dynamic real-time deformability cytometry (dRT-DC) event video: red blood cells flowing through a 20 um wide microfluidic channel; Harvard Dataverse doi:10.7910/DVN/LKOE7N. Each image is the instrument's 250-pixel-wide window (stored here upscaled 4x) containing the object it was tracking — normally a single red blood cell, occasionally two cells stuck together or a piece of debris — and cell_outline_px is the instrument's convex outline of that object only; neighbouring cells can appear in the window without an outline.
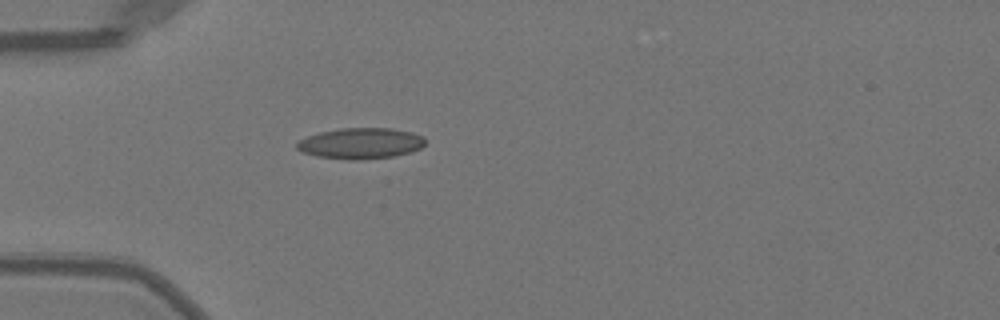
{"species": "Egyptian fruit bat (a non-hibernating species)", "species_latin": "Rousettus aegyptiacus", "temperature_condition": "warm", "stored_images_in_passage": 36, "camera_frame_rate_fps": 3000, "um_per_image_px": 0.085, "animal": {"sex": "female"}, "frame": {"image": 1, "passage_image": 1, "time_ms": 0.0, "image_size_px": [1000, 320], "cell_outline_px": [[424, 144], [420, 148], [412, 152], [392, 156], [360, 160], [348, 160], [316, 156], [304, 152], [296, 148], [296, 140], [320, 132], [340, 128], [392, 128], [412, 132], [424, 136]], "centroid_in_image_um": [30.65, 12.18], "position_along_channel_um": 54.4, "area_um2": 23.24}}
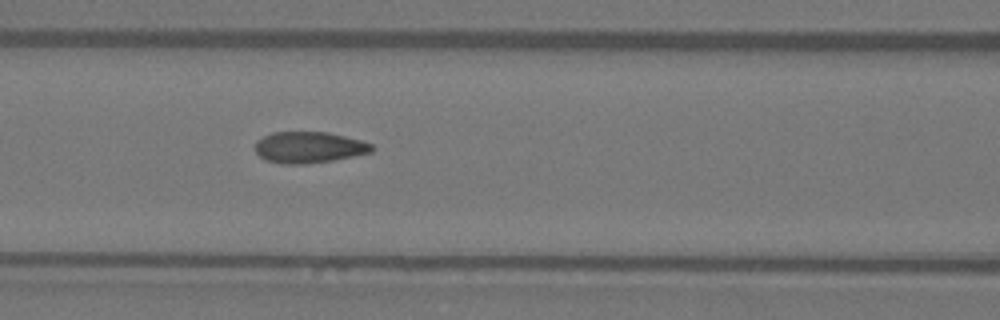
{"frame": {"image": 2, "passage_image": 8, "time_ms": 2.333, "image_size_px": [1000, 320], "cell_outline_px": [[376, 148], [372, 152], [332, 160], [304, 164], [280, 164], [264, 160], [256, 152], [256, 140], [272, 132], [328, 132], [360, 140], [372, 144]], "centroid_in_image_um": [26.25, 12.53], "position_along_channel_um": 140.4, "area_um2": 21.27}}
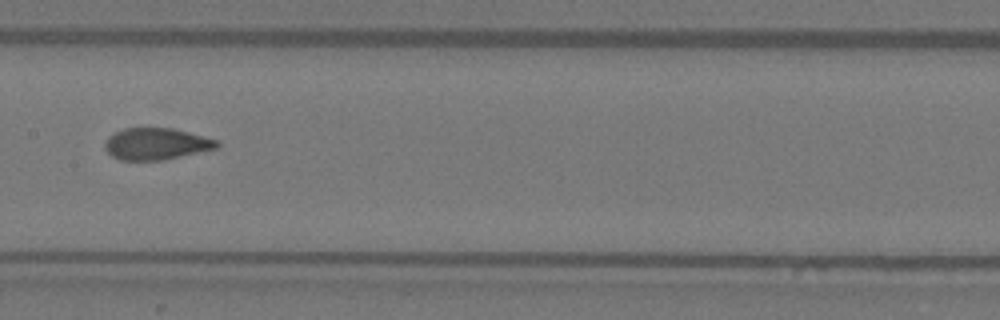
{"frame": {"image": 3, "passage_image": 12, "time_ms": 3.667, "image_size_px": [1000, 320], "cell_outline_px": [[220, 144], [216, 148], [164, 160], [120, 160], [112, 156], [104, 148], [104, 144], [108, 136], [124, 128], [144, 124], [172, 128], [220, 140]], "centroid_in_image_um": [13.25, 12.18], "position_along_channel_um": 194.1, "area_um2": 21.39}, "authors_computed_cell_mechanics": {"area_um2": 21.2126, "velocity_mm_per_s": 4.0303, "shape_relaxation_time_tau1_ms": 7.3344, "shape_relaxation_time_tau2_ms": 0.7583, "deformation_change_tau1": 0.2107, "deformation_change_tau2": 0.0548}}